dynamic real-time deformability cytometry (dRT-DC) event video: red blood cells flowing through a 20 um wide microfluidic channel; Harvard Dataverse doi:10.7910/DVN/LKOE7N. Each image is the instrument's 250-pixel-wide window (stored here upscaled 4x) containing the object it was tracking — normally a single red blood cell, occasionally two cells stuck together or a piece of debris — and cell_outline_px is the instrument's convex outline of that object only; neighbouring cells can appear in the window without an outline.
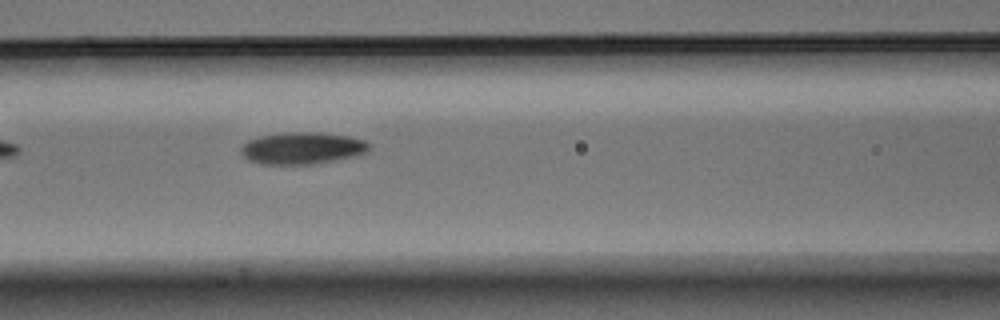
{"species": "Egyptian fruit bat (a non-hibernating species)", "species_latin": "Rousettus aegyptiacus", "temperature_condition": "warm", "stored_images_in_passage": 5, "camera_frame_rate_fps": 3000, "um_per_image_px": 0.085, "animal": {"sex": "male"}, "frame": {"image": 1, "passage_image": 5, "time_ms": 1.333, "image_size_px": [1000, 320], "cell_outline_px": [[372, 148], [368, 152], [360, 156], [312, 164], [260, 164], [248, 160], [240, 152], [240, 148], [248, 140], [260, 136], [288, 132], [320, 132], [348, 136], [364, 140], [372, 144]], "centroid_in_image_um": [25.75, 12.59], "position_along_channel_um": 140.8, "area_um2": 24.22}}